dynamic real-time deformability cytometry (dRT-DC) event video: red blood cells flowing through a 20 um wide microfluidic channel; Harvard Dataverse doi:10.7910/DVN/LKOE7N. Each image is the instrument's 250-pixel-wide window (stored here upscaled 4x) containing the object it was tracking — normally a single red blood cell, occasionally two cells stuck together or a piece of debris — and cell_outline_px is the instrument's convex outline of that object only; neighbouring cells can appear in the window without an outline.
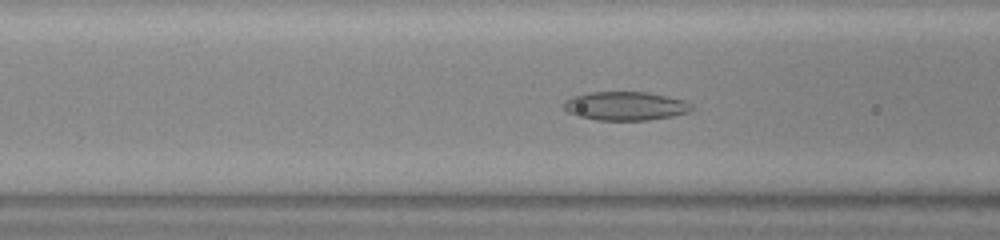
{"species": "common noctule bat (a hibernating species)", "species_latin": "Nyctalus noctula", "temperature_condition": "warm", "stored_images_in_passage": 55, "camera_frame_rate_fps": 3000, "um_per_image_px": 0.085, "animal": {"sex": "female", "body_mass_g": 23.0, "forearm_length_mm": 53.4}, "frame": {"image": 1, "passage_image": 21, "time_ms": 6.667, "image_size_px": [1000, 240], "cell_outline_px": [[692, 108], [688, 112], [672, 116], [648, 120], [596, 120], [580, 116], [568, 112], [564, 108], [564, 100], [572, 96], [592, 92], [648, 92], [668, 96], [684, 100], [692, 104]], "centroid_in_image_um": [53.16, 9.0], "position_along_channel_um": 113.4, "area_um2": 21.33}}
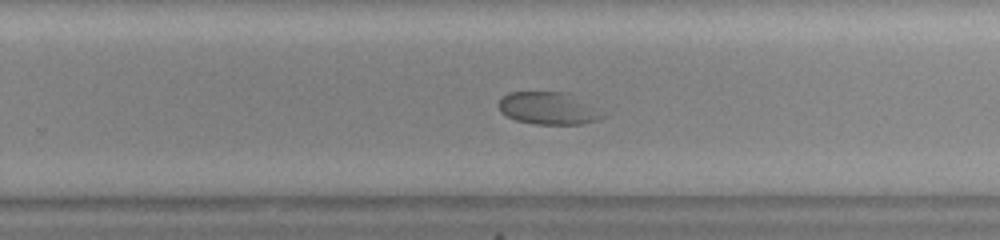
{"frame": {"image": 2, "passage_image": 35, "time_ms": 11.333, "image_size_px": [1000, 240], "cell_outline_px": [[604, 116], [600, 120], [584, 124], [532, 124], [516, 120], [500, 112], [500, 100], [508, 92], [568, 92]], "centroid_in_image_um": [46.55, 9.22], "position_along_channel_um": 283.2, "area_um2": 19.13}}
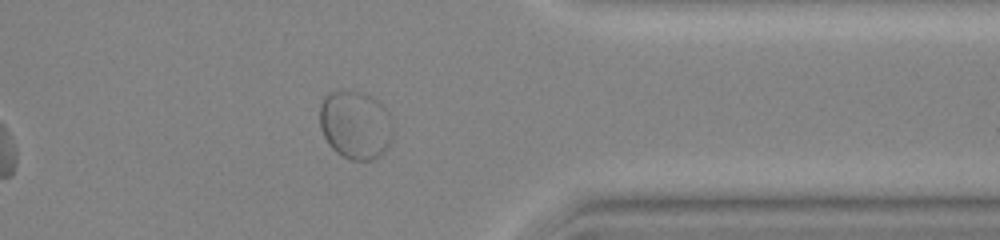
{"frame": {"image": 3, "passage_image": 44, "time_ms": 14.333, "image_size_px": [1000, 240], "cell_outline_px": [[392, 140], [388, 148], [380, 156], [372, 160], [352, 160], [336, 152], [328, 144], [320, 128], [320, 104], [324, 96], [328, 92], [364, 92], [372, 96], [392, 116]], "centroid_in_image_um": [30.23, 10.63], "position_along_channel_um": 381.2, "area_um2": 29.36}}